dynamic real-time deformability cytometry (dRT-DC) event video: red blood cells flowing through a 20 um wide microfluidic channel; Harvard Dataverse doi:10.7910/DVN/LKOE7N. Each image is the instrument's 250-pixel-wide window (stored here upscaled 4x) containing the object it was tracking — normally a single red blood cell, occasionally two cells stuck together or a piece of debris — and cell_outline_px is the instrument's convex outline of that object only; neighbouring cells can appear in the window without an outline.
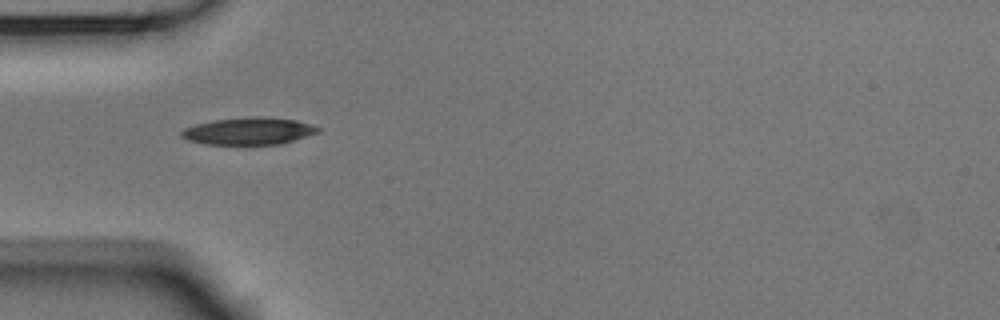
{"species": "Egyptian fruit bat (a non-hibernating species)", "species_latin": "Rousettus aegyptiacus", "temperature_condition": "room temperature", "stored_images_in_passage": 2, "camera_frame_rate_fps": 3000, "um_per_image_px": 0.085, "animal": {"sex": "male"}, "frame": {"image": 1, "passage_image": 1, "time_ms": 0.0, "image_size_px": [1000, 320], "cell_outline_px": [[320, 132], [280, 144], [204, 144], [188, 140], [180, 136], [180, 132], [184, 128], [196, 124], [216, 120], [252, 116], [260, 116], [296, 120], [320, 128]], "centroid_in_image_um": [21.12, 11.14], "position_along_channel_um": 63.9, "area_um2": 21.44}}
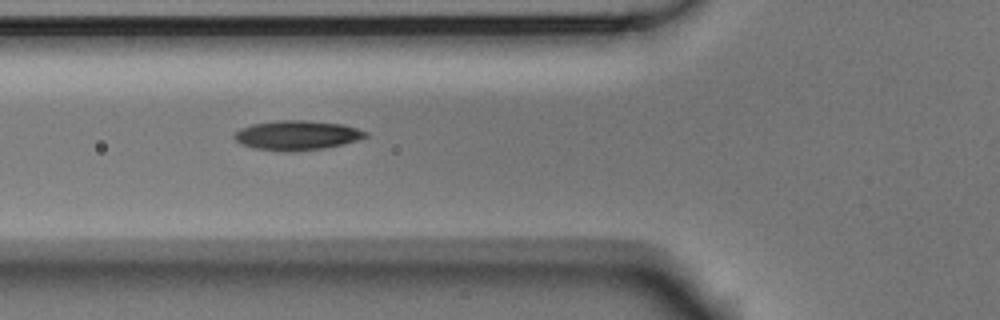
{"frame": {"image": 2, "passage_image": 2, "time_ms": 0.333, "image_size_px": [1000, 320], "cell_outline_px": [[368, 136], [356, 140], [324, 148], [252, 148], [240, 144], [232, 136], [240, 128], [252, 124], [276, 120], [304, 120], [344, 124], [368, 132]], "centroid_in_image_um": [25.23, 11.43], "position_along_channel_um": 100.6, "area_um2": 21.56}}